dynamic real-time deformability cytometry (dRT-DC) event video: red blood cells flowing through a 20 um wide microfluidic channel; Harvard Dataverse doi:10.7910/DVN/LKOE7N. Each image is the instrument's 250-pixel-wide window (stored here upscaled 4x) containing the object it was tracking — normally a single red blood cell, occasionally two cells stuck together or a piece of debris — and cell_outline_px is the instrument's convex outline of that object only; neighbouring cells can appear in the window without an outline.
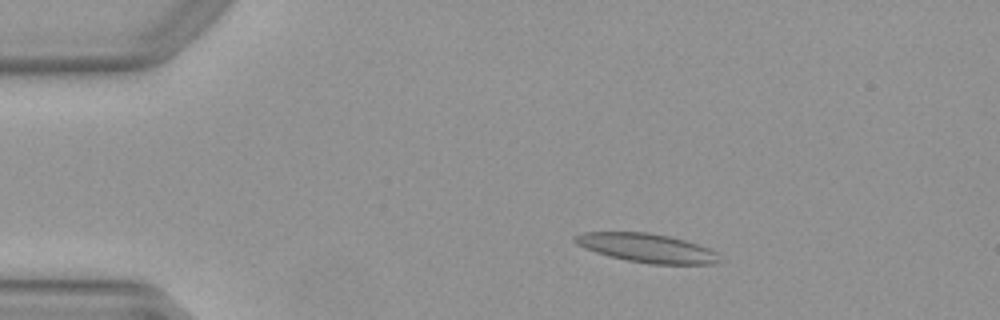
{"species": "Egyptian fruit bat (a non-hibernating species)", "species_latin": "Rousettus aegyptiacus", "temperature_condition": "warm", "stored_images_in_passage": 51, "camera_frame_rate_fps": 3000, "um_per_image_px": 0.085, "animal": {"sex": "female"}, "frame": {"image": 1, "passage_image": 9, "time_ms": 2.667, "image_size_px": [1000, 320], "cell_outline_px": [[724, 260], [720, 264], [652, 264], [628, 260], [608, 256], [584, 248], [576, 244], [572, 240], [572, 236], [584, 232], [648, 232], [668, 236], [684, 240], [708, 248], [716, 252]], "centroid_in_image_um": [54.99, 21.08], "position_along_channel_um": 30.0, "area_um2": 24.45}}
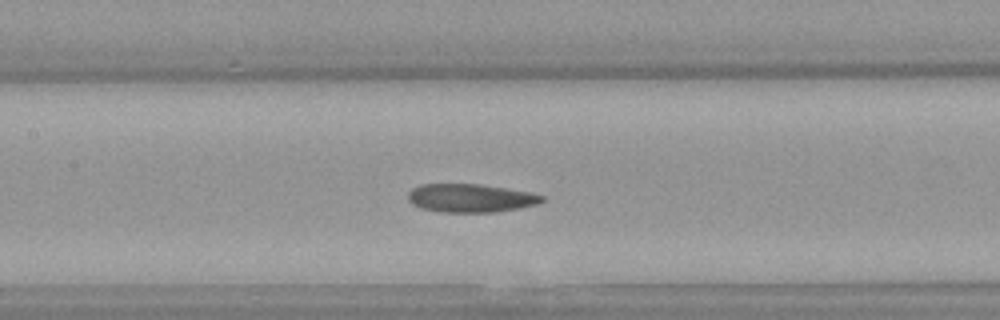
{"frame": {"image": 2, "passage_image": 24, "time_ms": 7.667, "image_size_px": [1000, 320], "cell_outline_px": [[544, 200], [536, 204], [496, 212], [440, 212], [420, 208], [412, 204], [408, 200], [408, 192], [412, 188], [420, 184], [480, 184], [508, 188], [532, 192], [544, 196]], "centroid_in_image_um": [39.97, 16.83], "position_along_channel_um": 167.4, "area_um2": 22.25}}
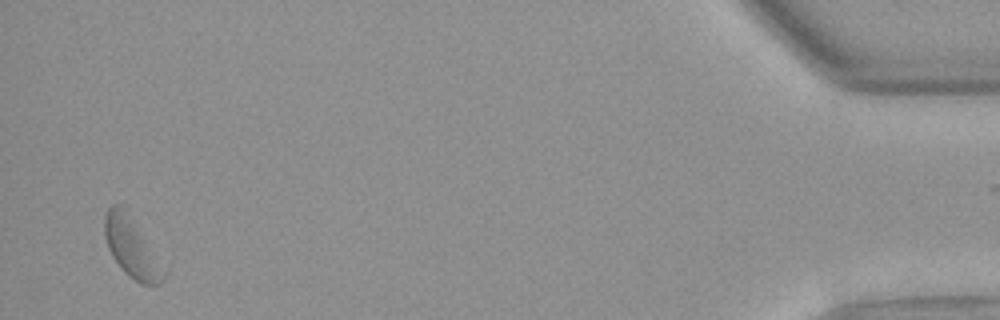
{"frame": {"image": 3, "passage_image": 50, "time_ms": 16.333, "image_size_px": [1000, 320], "cell_outline_px": [[168, 272], [164, 280], [160, 284], [140, 284], [128, 276], [120, 268], [112, 256], [108, 248], [104, 236], [104, 216], [108, 208], [112, 204], [128, 204], [168, 268]], "centroid_in_image_um": [11.28, 20.94], "position_along_channel_um": 423.9, "area_um2": 22.72}, "authors_computed_cell_mechanics": {"area_um2": 22.8888, "velocity_mm_per_s": 3.9272, "shape_relaxation_time_tau1_ms": null, "shape_relaxation_time_tau2_ms": 2.2148, "deformation_change_tau1": null, "deformation_change_tau2": 0.0876}}